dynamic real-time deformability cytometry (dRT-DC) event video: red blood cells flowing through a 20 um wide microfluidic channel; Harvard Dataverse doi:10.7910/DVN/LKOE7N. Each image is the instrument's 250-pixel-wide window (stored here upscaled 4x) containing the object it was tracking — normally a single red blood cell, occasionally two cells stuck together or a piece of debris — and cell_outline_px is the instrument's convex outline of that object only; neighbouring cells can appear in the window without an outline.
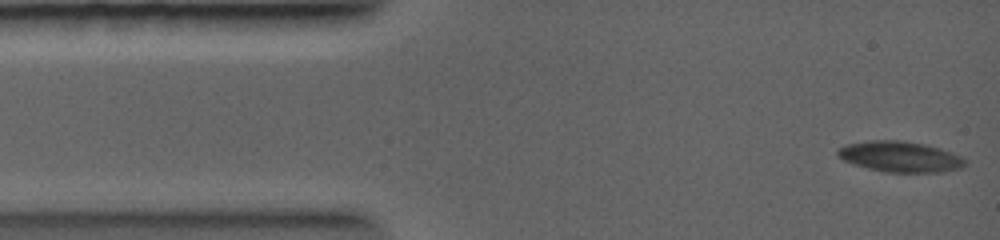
{"species": "common noctule bat (a hibernating species)", "species_latin": "Nyctalus noctula", "temperature_condition": "warm", "stored_images_in_passage": 18, "camera_frame_rate_fps": 5000, "um_per_image_px": 0.085, "animal": {"sex": "female", "body_mass_g": 19.0, "forearm_length_mm": 56.7}, "frame": {"image": 1, "passage_image": 1, "time_ms": 0.0, "image_size_px": [1000, 240], "cell_outline_px": [[968, 164], [960, 168], [944, 172], [884, 172], [868, 168], [844, 160], [836, 152], [840, 148], [848, 144], [868, 140], [904, 140], [924, 144], [940, 148], [960, 156]], "centroid_in_image_um": [76.54, 13.31], "position_along_channel_um": 8.5, "area_um2": 22.6}}
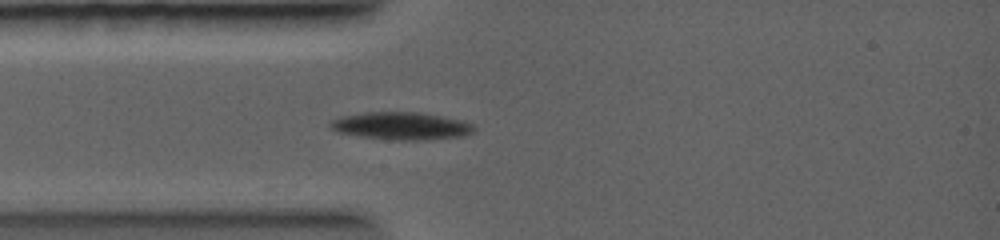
{"frame": {"image": 2, "passage_image": 14, "time_ms": 2.4, "image_size_px": [1000, 240], "cell_outline_px": [[476, 128], [472, 132], [464, 136], [428, 140], [396, 140], [360, 136], [336, 132], [328, 124], [328, 120], [340, 116], [364, 112], [416, 112], [464, 120], [472, 124]], "centroid_in_image_um": [34.08, 10.7], "position_along_channel_um": 50.9, "area_um2": 23.29}}